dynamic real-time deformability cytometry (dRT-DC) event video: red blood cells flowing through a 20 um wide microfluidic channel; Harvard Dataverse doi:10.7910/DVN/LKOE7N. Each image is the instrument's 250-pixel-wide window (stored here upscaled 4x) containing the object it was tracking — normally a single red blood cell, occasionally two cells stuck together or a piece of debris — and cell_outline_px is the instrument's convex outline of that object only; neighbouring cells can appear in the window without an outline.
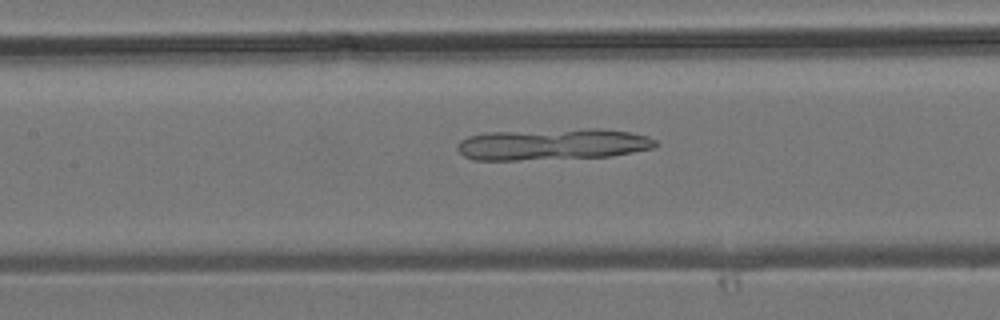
{"species": "common noctule bat (a hibernating species)", "species_latin": "Nyctalus noctula", "temperature_condition": "room temperature", "stored_images_in_passage": 37, "camera_frame_rate_fps": 3000, "um_per_image_px": 0.085, "animal": {"sex": "male", "body_mass_g": 19.2, "forearm_length_mm": 51.8}, "frame": {"image": 1, "passage_image": 12, "time_ms": 3.667, "image_size_px": [1000, 320], "cell_outline_px": [[660, 144], [656, 148], [612, 156], [516, 160], [472, 160], [464, 156], [456, 148], [460, 140], [468, 136], [484, 132], [584, 128], [600, 128], [628, 132], [648, 136], [656, 140]], "centroid_in_image_um": [46.99, 12.25], "position_along_channel_um": 160.4, "area_um2": 36.82}}
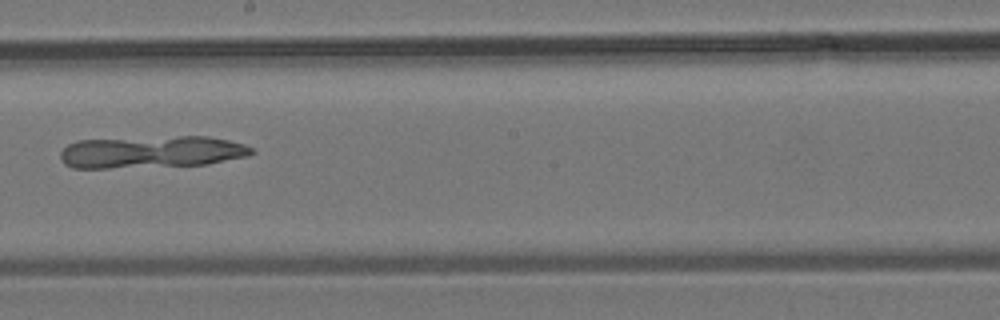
{"frame": {"image": 2, "passage_image": 17, "time_ms": 5.333, "image_size_px": [1000, 320], "cell_outline_px": [[256, 152], [248, 156], [208, 164], [108, 168], [72, 168], [64, 164], [60, 160], [60, 152], [68, 144], [76, 140], [180, 136], [208, 136], [228, 140], [244, 144], [252, 148]], "centroid_in_image_um": [12.86, 12.91], "position_along_channel_um": 235.3, "area_um2": 35.95}}
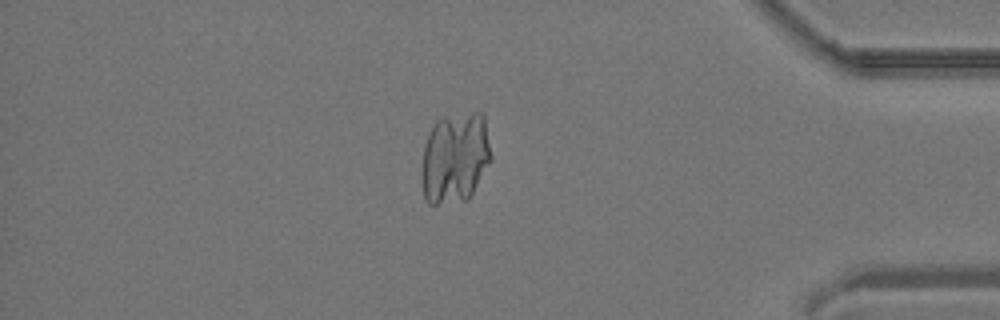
{"frame": {"image": 3, "passage_image": 30, "time_ms": 9.667, "image_size_px": [1000, 320], "cell_outline_px": [[492, 160], [468, 200], [436, 204], [428, 204], [424, 196], [424, 144], [428, 132], [436, 120], [440, 116], [472, 112], [484, 112], [492, 156]], "centroid_in_image_um": [38.73, 13.36], "position_along_channel_um": 396.5, "area_um2": 36.99}}